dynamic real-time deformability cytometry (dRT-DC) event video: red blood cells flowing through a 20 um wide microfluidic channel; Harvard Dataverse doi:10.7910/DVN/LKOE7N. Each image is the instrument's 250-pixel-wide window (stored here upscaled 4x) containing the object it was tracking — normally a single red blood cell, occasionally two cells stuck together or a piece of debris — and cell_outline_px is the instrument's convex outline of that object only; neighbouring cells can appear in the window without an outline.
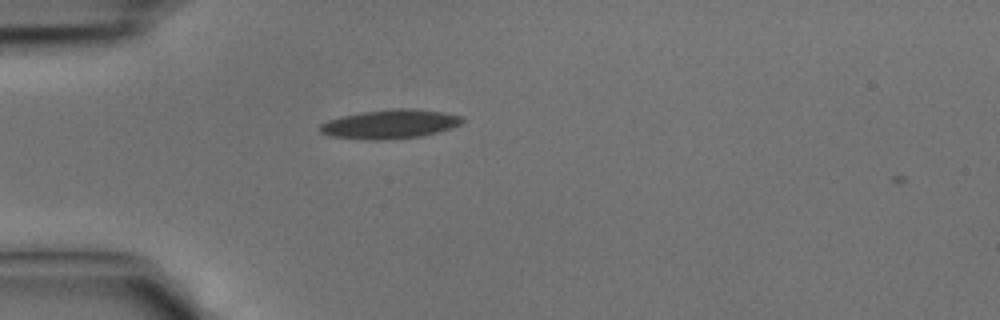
{"species": "common noctule bat (a hibernating species)", "species_latin": "Nyctalus noctula", "temperature_condition": "cold", "stored_images_in_passage": 31, "camera_frame_rate_fps": 3000, "um_per_image_px": 0.085, "animal": {"sex": "male", "body_mass_g": 15.6}, "frame": {"image": 1, "passage_image": 1, "time_ms": 0.0, "image_size_px": [1000, 320], "cell_outline_px": [[464, 120], [460, 124], [452, 128], [420, 136], [392, 140], [364, 140], [328, 136], [320, 132], [316, 128], [320, 124], [328, 120], [340, 116], [360, 112], [396, 108], [412, 108], [444, 112], [464, 116]], "centroid_in_image_um": [33.11, 10.55], "position_along_channel_um": 51.9, "area_um2": 24.57}}
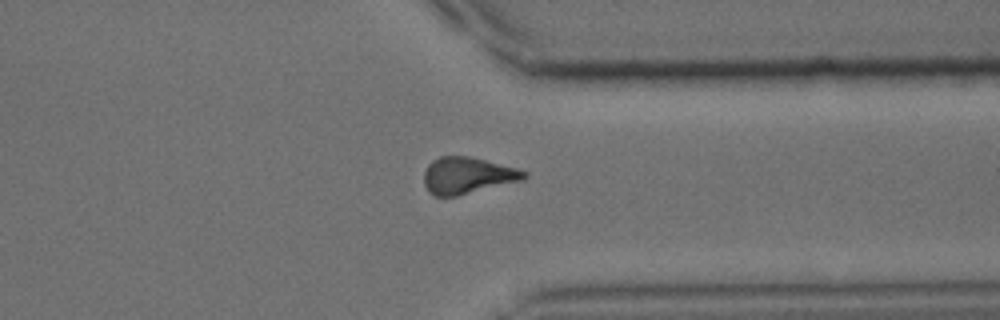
{"frame": {"image": 2, "passage_image": 22, "time_ms": 7.0, "image_size_px": [1000, 320], "cell_outline_px": [[528, 176], [524, 180], [456, 196], [432, 196], [428, 192], [424, 184], [424, 172], [428, 164], [432, 160], [440, 156], [472, 156], [516, 168], [528, 172]], "centroid_in_image_um": [39.73, 14.91], "position_along_channel_um": 371.7, "area_um2": 21.56}}
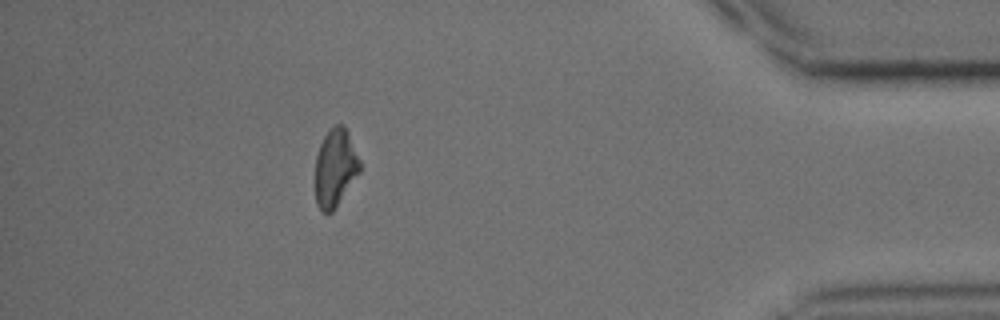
{"frame": {"image": 3, "passage_image": 27, "time_ms": 8.667, "image_size_px": [1000, 320], "cell_outline_px": [[360, 172], [336, 208], [332, 212], [320, 212], [316, 204], [316, 156], [320, 144], [328, 128], [332, 124], [340, 124], [348, 132], [360, 160]], "centroid_in_image_um": [28.49, 14.27], "position_along_channel_um": 406.7, "area_um2": 20.35}}